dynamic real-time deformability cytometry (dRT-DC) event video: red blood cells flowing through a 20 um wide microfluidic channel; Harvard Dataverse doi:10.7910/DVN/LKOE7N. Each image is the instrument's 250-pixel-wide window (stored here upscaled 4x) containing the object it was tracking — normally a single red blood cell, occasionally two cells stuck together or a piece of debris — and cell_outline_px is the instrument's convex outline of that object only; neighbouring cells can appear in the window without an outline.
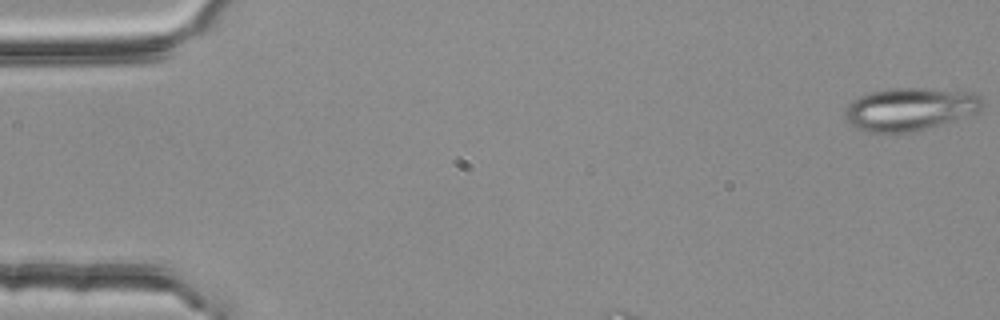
{"species": "common noctule bat (a hibernating species)", "species_latin": "Nyctalus noctula", "temperature_condition": "room temperature", "stored_images_in_passage": 8, "camera_frame_rate_fps": 3000, "um_per_image_px": 0.085, "animal": {"sex": "female", "body_mass_g": 25.1}, "frame": {"image": 1, "passage_image": 1, "time_ms": 0.0, "image_size_px": [1000, 320], "cell_outline_px": [[984, 104], [980, 112], [924, 128], [908, 132], [864, 132], [856, 128], [844, 116], [844, 112], [848, 104], [852, 100], [868, 92], [888, 88], [924, 88], [976, 92], [984, 100]], "centroid_in_image_um": [77.35, 9.24], "position_along_channel_um": 7.6, "area_um2": 34.33}}